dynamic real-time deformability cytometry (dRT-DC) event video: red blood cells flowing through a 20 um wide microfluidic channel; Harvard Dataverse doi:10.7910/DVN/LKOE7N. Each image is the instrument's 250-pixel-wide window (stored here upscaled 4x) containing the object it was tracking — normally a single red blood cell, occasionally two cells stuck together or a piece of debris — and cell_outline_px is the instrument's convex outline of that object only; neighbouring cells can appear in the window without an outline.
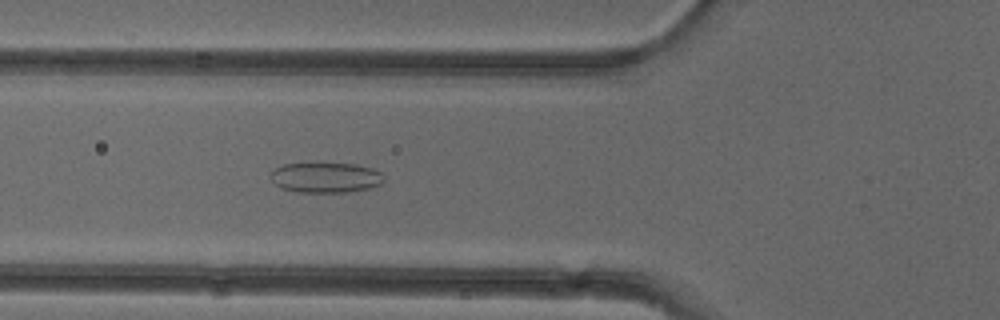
{"species": "common noctule bat (a hibernating species)", "species_latin": "Nyctalus noctula", "temperature_condition": "cold", "stored_images_in_passage": 52, "camera_frame_rate_fps": 3000, "um_per_image_px": 0.085, "animal": {"sex": "female"}, "frame": {"image": 1, "passage_image": 19, "time_ms": 6.0, "image_size_px": [1000, 320], "cell_outline_px": [[384, 180], [380, 184], [372, 188], [348, 192], [296, 192], [280, 188], [272, 180], [272, 172], [276, 168], [284, 164], [356, 164], [372, 168], [380, 172], [384, 176]], "centroid_in_image_um": [27.72, 15.11], "position_along_channel_um": 98.1, "area_um2": 19.83}}
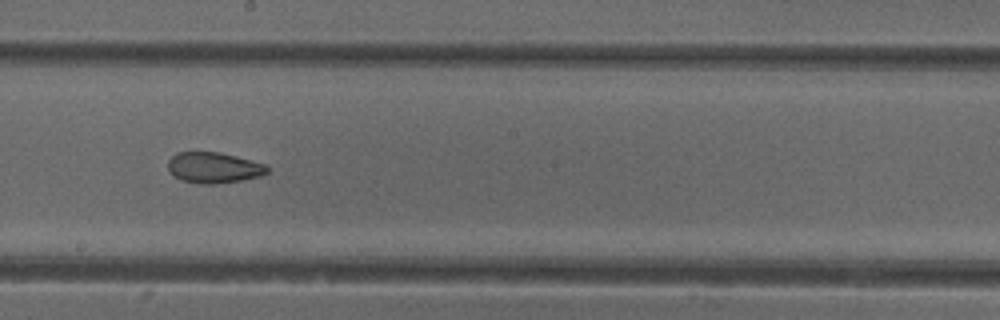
{"frame": {"image": 2, "passage_image": 29, "time_ms": 9.333, "image_size_px": [1000, 320], "cell_outline_px": [[268, 172], [260, 176], [240, 180], [212, 184], [200, 184], [180, 180], [172, 176], [168, 168], [168, 160], [176, 152], [220, 152], [236, 156], [264, 164], [268, 168]], "centroid_in_image_um": [18.11, 14.25], "position_along_channel_um": 230.1, "area_um2": 17.8}}
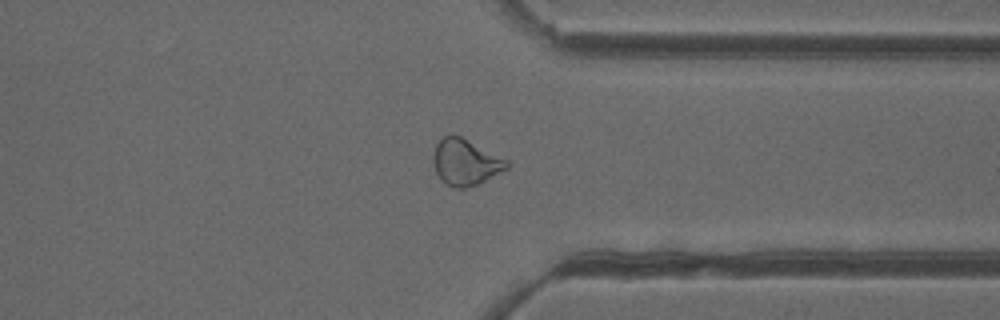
{"frame": {"image": 3, "passage_image": 40, "time_ms": 13.0, "image_size_px": [1000, 320], "cell_outline_px": [[508, 168], [476, 184], [464, 188], [452, 188], [436, 172], [432, 164], [432, 156], [436, 144], [444, 136], [460, 136], [508, 160]], "centroid_in_image_um": [39.54, 13.78], "position_along_channel_um": 371.9, "area_um2": 19.31}, "authors_computed_cell_mechanics": {"area_um2": 20.8369, "velocity_mm_per_s": 3.9335, "shape_relaxation_time_tau1_ms": null, "shape_relaxation_time_tau2_ms": 2.121, "deformation_change_tau1": null, "deformation_change_tau2": 0.0813}}